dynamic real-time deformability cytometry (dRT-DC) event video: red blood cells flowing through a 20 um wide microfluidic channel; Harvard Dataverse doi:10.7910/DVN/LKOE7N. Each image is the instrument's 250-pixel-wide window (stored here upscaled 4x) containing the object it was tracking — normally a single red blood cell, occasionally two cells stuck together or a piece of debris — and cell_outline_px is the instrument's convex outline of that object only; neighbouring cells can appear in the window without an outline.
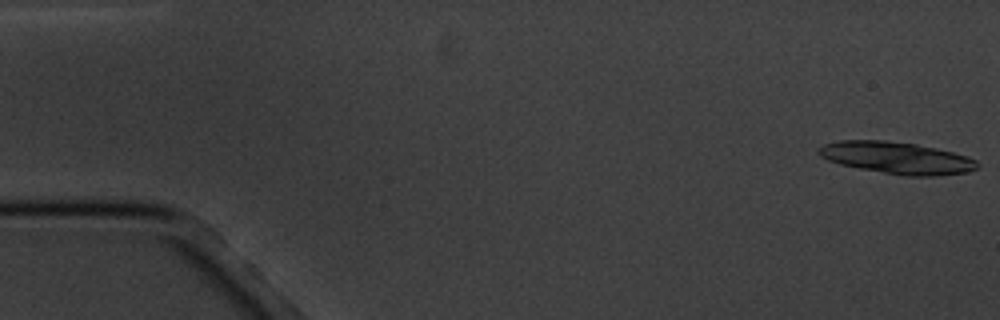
{"species": "common noctule bat (a hibernating species)", "species_latin": "Nyctalus noctula", "temperature_condition": "cold", "stored_images_in_passage": 17, "camera_frame_rate_fps": 3000, "um_per_image_px": 0.085, "animal": {"sex": "male", "body_mass_g": 20.1, "forearm_length_mm": 53.5}, "frame": {"image": 1, "passage_image": 1, "time_ms": 0.0, "image_size_px": [1000, 320], "cell_outline_px": [[980, 164], [976, 168], [968, 172], [936, 176], [904, 176], [860, 168], [840, 164], [828, 160], [820, 156], [816, 152], [816, 148], [824, 144], [840, 140], [884, 140], [916, 144], [936, 148], [968, 156], [976, 160]], "centroid_in_image_um": [76.22, 13.41], "position_along_channel_um": 8.8, "area_um2": 29.59}}
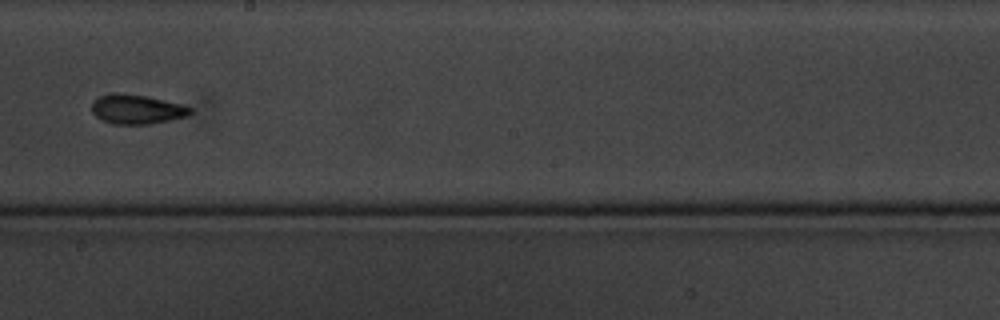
{"frame": {"image": 2, "passage_image": 10, "time_ms": 10.667, "image_size_px": [1000, 320], "cell_outline_px": [[192, 112], [188, 116], [172, 120], [152, 124], [112, 124], [100, 120], [92, 112], [92, 100], [100, 96], [116, 92], [144, 96], [180, 104], [192, 108]], "centroid_in_image_um": [11.6, 9.3], "position_along_channel_um": 236.6, "area_um2": 16.94}}
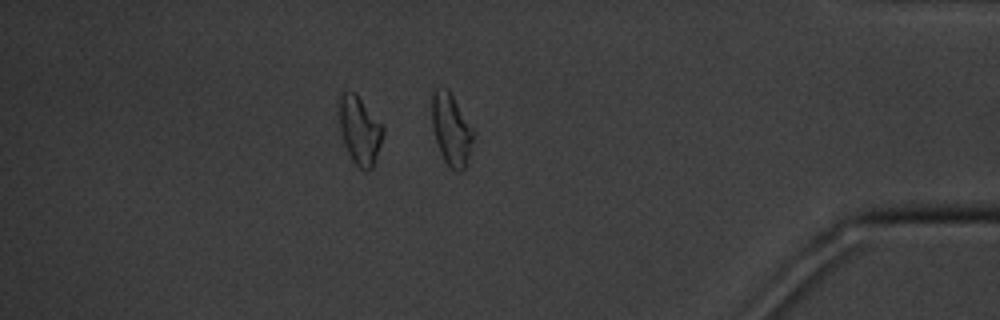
{"frame": {"image": 3, "passage_image": 15, "time_ms": 16.333, "image_size_px": [1000, 320], "cell_outline_px": [[384, 136], [376, 160], [372, 168], [364, 172], [352, 160], [348, 152], [340, 128], [340, 96], [344, 92], [356, 92], [384, 128]], "centroid_in_image_um": [30.61, 11.11], "position_along_channel_um": 404.6, "area_um2": 17.17}, "authors_computed_cell_mechanics": {"area_um2": 17.1666, "velocity_mm_per_s": 3.4308, "shape_relaxation_time_tau1_ms": 4.8174, "shape_relaxation_time_tau2_ms": 4.3548, "deformation_change_tau1": 0.1319, "deformation_change_tau2": 0.0784}}